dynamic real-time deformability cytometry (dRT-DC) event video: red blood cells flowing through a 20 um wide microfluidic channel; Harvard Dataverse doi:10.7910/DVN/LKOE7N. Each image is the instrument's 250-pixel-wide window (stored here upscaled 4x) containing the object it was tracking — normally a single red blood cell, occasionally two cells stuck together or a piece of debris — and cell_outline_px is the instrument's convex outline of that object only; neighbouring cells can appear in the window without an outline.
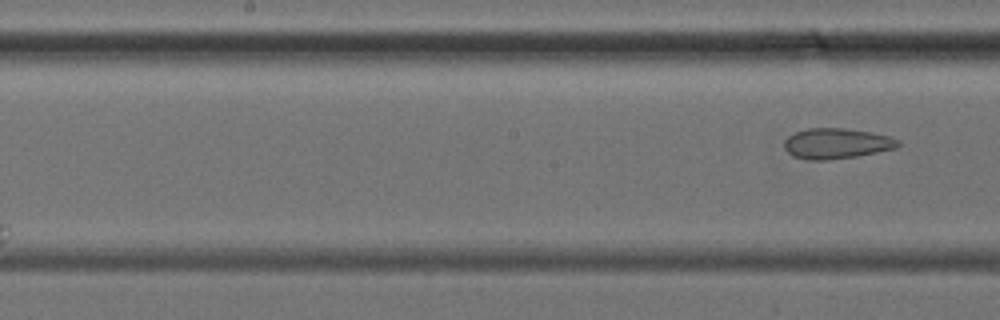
{"species": "common noctule bat (a hibernating species)", "species_latin": "Nyctalus noctula", "temperature_condition": "cold", "stored_images_in_passage": 7, "camera_frame_rate_fps": 3000, "um_per_image_px": 0.085, "animal": {"sex": "female", "body_mass_g": 24.6, "forearm_length_mm": 56.2}, "frame": {"image": 1, "passage_image": 7, "time_ms": 7.0, "image_size_px": [1000, 320], "cell_outline_px": [[900, 144], [896, 148], [856, 156], [828, 160], [812, 160], [792, 156], [784, 148], [784, 140], [788, 136], [796, 132], [808, 128], [844, 128], [872, 132], [892, 136], [900, 140]], "centroid_in_image_um": [71.12, 12.19], "position_along_channel_um": 177.1, "area_um2": 20.29}}